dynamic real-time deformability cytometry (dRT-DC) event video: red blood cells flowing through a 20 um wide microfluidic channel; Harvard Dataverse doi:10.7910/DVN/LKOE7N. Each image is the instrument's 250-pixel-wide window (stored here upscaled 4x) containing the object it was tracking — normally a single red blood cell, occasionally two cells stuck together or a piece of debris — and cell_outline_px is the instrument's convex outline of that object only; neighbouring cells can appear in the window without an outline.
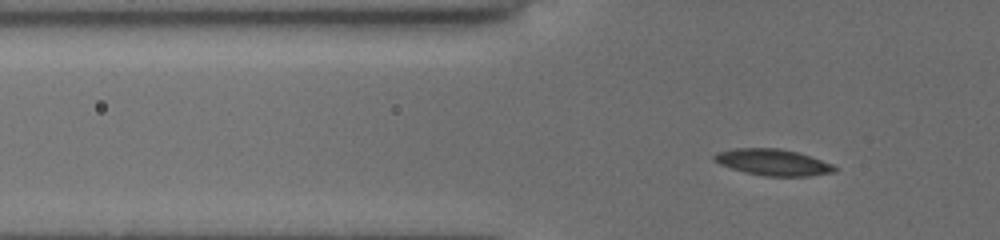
{"species": "common noctule bat (a hibernating species)", "species_latin": "Nyctalus noctula", "temperature_condition": "cold", "stored_images_in_passage": 50, "camera_frame_rate_fps": 3000, "um_per_image_px": 0.085, "animal": {"sex": "female", "body_mass_g": 19.5, "forearm_length_mm": 54.1}, "frame": {"image": 1, "passage_image": 14, "time_ms": 4.333, "image_size_px": [1000, 240], "cell_outline_px": [[836, 172], [808, 176], [764, 176], [744, 172], [720, 164], [712, 160], [712, 156], [716, 152], [736, 148], [780, 148], [812, 156], [832, 164], [836, 168]], "centroid_in_image_um": [65.69, 13.79], "position_along_channel_um": 60.1, "area_um2": 18.55}}
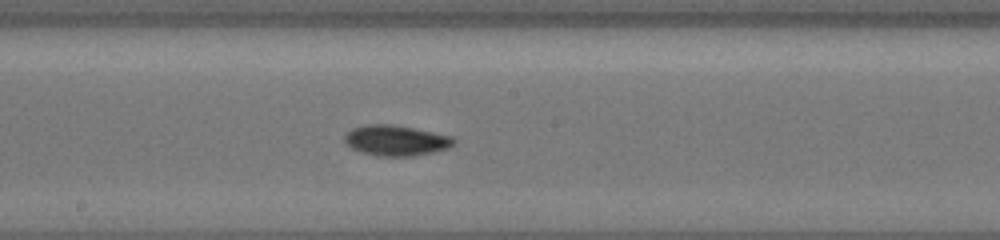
{"frame": {"image": 2, "passage_image": 27, "time_ms": 8.667, "image_size_px": [1000, 240], "cell_outline_px": [[456, 144], [448, 148], [432, 152], [412, 156], [376, 156], [360, 152], [344, 144], [344, 136], [352, 128], [364, 124], [392, 124], [452, 136], [456, 140]], "centroid_in_image_um": [33.63, 11.94], "position_along_channel_um": 214.6, "area_um2": 19.54}}
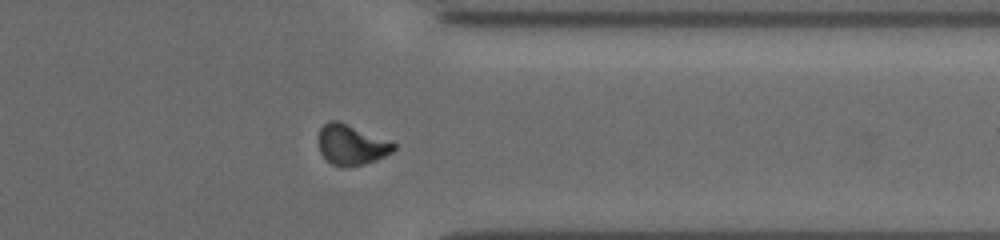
{"frame": {"image": 3, "passage_image": 40, "time_ms": 13.0, "image_size_px": [1000, 240], "cell_outline_px": [[396, 148], [392, 152], [376, 160], [364, 164], [344, 168], [332, 164], [320, 152], [320, 128], [328, 120], [336, 120], [392, 140], [396, 144]], "centroid_in_image_um": [29.92, 12.31], "position_along_channel_um": 381.5, "area_um2": 17.69}, "authors_computed_cell_mechanics": {"area_um2": 17.9469, "velocity_mm_per_s": 3.8899, "shape_relaxation_time_tau1_ms": 4.2131, "shape_relaxation_time_tau2_ms": null, "deformation_change_tau1": 0.1443, "deformation_change_tau2": null}}